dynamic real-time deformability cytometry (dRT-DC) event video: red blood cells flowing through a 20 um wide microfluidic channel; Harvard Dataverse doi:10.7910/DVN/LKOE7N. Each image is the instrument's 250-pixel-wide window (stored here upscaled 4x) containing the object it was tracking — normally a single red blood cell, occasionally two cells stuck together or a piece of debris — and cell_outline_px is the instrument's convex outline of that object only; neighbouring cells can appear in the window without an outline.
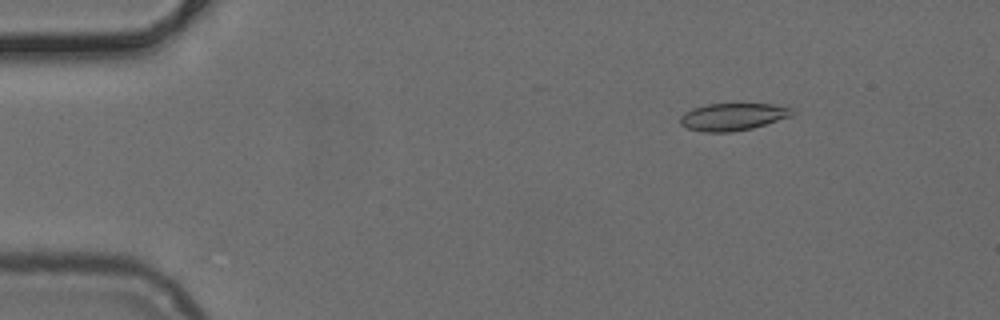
{"species": "common noctule bat (a hibernating species)", "species_latin": "Nyctalus noctula", "temperature_condition": "cold", "stored_images_in_passage": 14, "camera_frame_rate_fps": 3000, "um_per_image_px": 0.085, "animal": {"sex": "female", "body_mass_g": 24.6, "forearm_length_mm": 56.2}, "frame": {"image": 1, "passage_image": 7, "time_ms": 2.0, "image_size_px": [1000, 320], "cell_outline_px": [[796, 112], [792, 116], [752, 128], [732, 132], [704, 132], [688, 128], [680, 124], [680, 116], [684, 112], [692, 108], [708, 104], [772, 104], [792, 108]], "centroid_in_image_um": [62.29, 9.92], "position_along_channel_um": 22.7, "area_um2": 17.86}}